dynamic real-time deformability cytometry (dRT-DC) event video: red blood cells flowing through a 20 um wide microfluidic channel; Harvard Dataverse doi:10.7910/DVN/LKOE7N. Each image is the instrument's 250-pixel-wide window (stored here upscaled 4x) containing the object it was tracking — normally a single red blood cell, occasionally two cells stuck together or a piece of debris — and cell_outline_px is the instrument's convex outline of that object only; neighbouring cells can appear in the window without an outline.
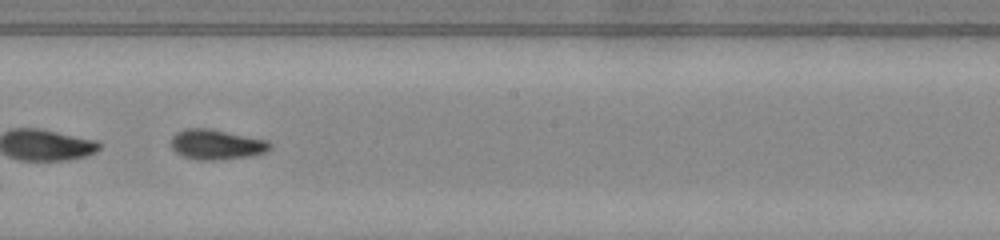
{"species": "common noctule bat (a hibernating species)", "species_latin": "Nyctalus noctula", "temperature_condition": "warm", "stored_images_in_passage": 35, "camera_frame_rate_fps": 3000, "um_per_image_px": 0.085, "animal": {"sex": "male", "body_mass_g": 20.0, "forearm_length_mm": 53.3}, "frame": {"image": 1, "passage_image": 16, "time_ms": 5.0, "image_size_px": [1000, 240], "cell_outline_px": [[272, 148], [268, 152], [252, 156], [220, 160], [196, 160], [184, 156], [176, 152], [172, 148], [172, 136], [176, 132], [184, 128], [208, 128], [268, 140], [272, 144]], "centroid_in_image_um": [18.44, 12.29], "position_along_channel_um": 229.8, "area_um2": 17.57}, "authors_computed_cell_mechanics": {"area_um2": 16.762, "velocity_mm_per_s": 4.3015, "shape_relaxation_time_tau1_ms": 4.3309, "shape_relaxation_time_tau2_ms": 1.7901, "deformation_change_tau1": 0.1725, "deformation_change_tau2": 0.0717}}